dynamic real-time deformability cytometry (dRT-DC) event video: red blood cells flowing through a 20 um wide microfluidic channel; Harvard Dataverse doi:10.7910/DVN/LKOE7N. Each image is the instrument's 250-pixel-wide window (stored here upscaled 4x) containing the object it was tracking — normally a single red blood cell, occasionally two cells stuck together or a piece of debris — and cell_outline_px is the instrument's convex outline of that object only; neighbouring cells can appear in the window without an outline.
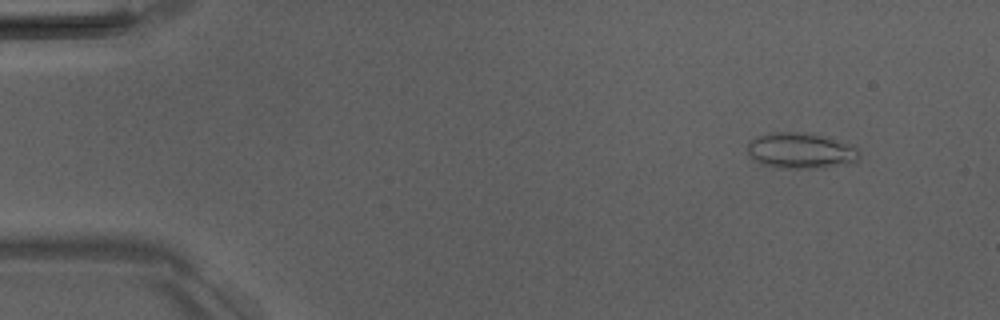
{"species": "Egyptian fruit bat (a non-hibernating species)", "species_latin": "Rousettus aegyptiacus", "temperature_condition": "room temperature", "stored_images_in_passage": 5, "camera_frame_rate_fps": 3000, "um_per_image_px": 0.085, "animal": {"sex": "male"}, "frame": {"image": 1, "passage_image": 1, "time_ms": 0.0, "image_size_px": [1000, 320], "cell_outline_px": [[860, 160], [852, 164], [820, 168], [784, 168], [764, 164], [756, 160], [748, 152], [748, 144], [756, 136], [772, 132], [792, 132], [820, 136], [852, 144], [860, 152]], "centroid_in_image_um": [68.14, 12.82], "position_along_channel_um": 16.9, "area_um2": 23.12}}